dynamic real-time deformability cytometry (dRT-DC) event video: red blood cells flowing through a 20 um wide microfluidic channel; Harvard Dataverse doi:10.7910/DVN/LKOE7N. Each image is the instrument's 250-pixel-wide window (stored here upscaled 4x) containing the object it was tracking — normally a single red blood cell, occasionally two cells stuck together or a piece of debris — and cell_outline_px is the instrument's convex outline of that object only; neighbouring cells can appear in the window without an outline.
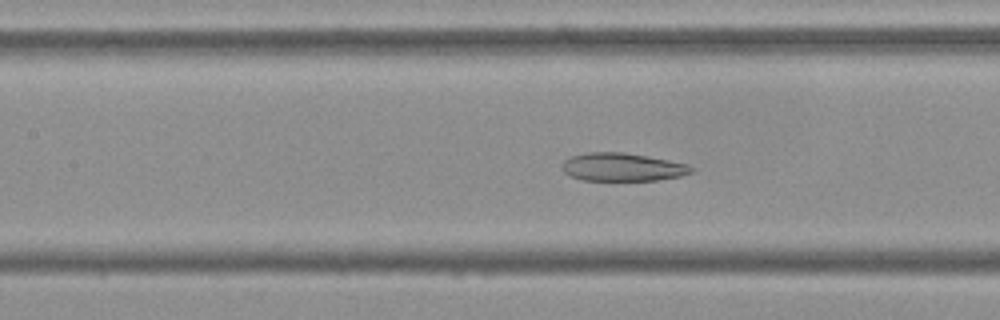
{"species": "Egyptian fruit bat (a non-hibernating species)", "species_latin": "Rousettus aegyptiacus", "temperature_condition": "cold", "stored_images_in_passage": 56, "camera_frame_rate_fps": 3000, "um_per_image_px": 0.085, "frame": {"image": 1, "passage_image": 24, "time_ms": 7.667, "image_size_px": [1000, 320], "cell_outline_px": [[696, 168], [692, 172], [680, 176], [656, 180], [580, 180], [568, 176], [560, 168], [560, 164], [564, 160], [572, 156], [588, 152], [624, 152], [648, 156], [688, 164]], "centroid_in_image_um": [52.86, 14.2], "position_along_channel_um": 154.5, "area_um2": 21.39}}
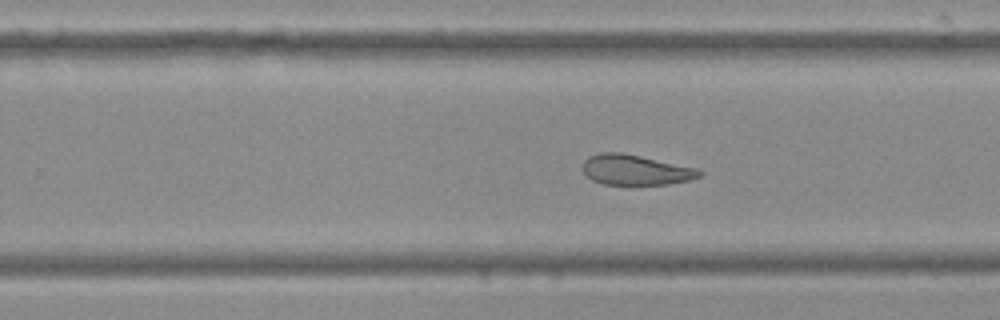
{"frame": {"image": 2, "passage_image": 34, "time_ms": 11.0, "image_size_px": [1000, 320], "cell_outline_px": [[704, 172], [700, 176], [688, 180], [668, 184], [604, 184], [592, 180], [584, 172], [584, 160], [588, 156], [600, 152], [620, 152], [700, 168]], "centroid_in_image_um": [54.05, 14.43], "position_along_channel_um": 275.7, "area_um2": 20.52}}
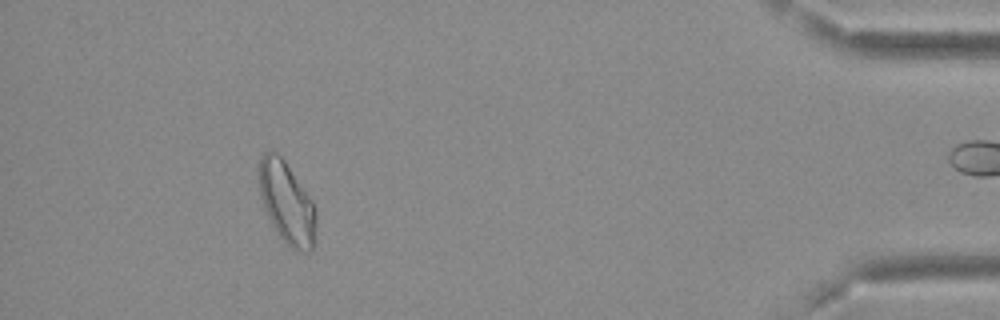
{"frame": {"image": 3, "passage_image": 50, "time_ms": 16.333, "image_size_px": [1000, 320], "cell_outline_px": [[316, 244], [312, 252], [300, 252], [292, 248], [276, 232], [264, 208], [260, 192], [260, 156], [264, 152], [276, 152], [284, 160], [312, 200], [316, 212]], "centroid_in_image_um": [24.42, 17.3], "position_along_channel_um": 410.8, "area_um2": 27.05}, "authors_computed_cell_mechanics": {"area_um2": 24.9118, "velocity_mm_per_s": 3.6508, "shape_relaxation_time_tau1_ms": null, "shape_relaxation_time_tau2_ms": 3.71, "deformation_change_tau1": null, "deformation_change_tau2": 0.0911}}